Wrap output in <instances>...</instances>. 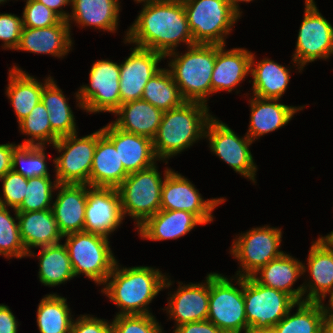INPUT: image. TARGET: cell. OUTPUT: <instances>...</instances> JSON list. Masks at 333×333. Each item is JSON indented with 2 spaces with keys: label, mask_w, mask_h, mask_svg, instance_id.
<instances>
[{
  "label": "cell",
  "mask_w": 333,
  "mask_h": 333,
  "mask_svg": "<svg viewBox=\"0 0 333 333\" xmlns=\"http://www.w3.org/2000/svg\"><path fill=\"white\" fill-rule=\"evenodd\" d=\"M19 322L9 306L0 304V333H18Z\"/></svg>",
  "instance_id": "48"
},
{
  "label": "cell",
  "mask_w": 333,
  "mask_h": 333,
  "mask_svg": "<svg viewBox=\"0 0 333 333\" xmlns=\"http://www.w3.org/2000/svg\"><path fill=\"white\" fill-rule=\"evenodd\" d=\"M19 130L22 134L28 135L20 145L46 146L54 144L59 138L52 130L49 122V112L46 110L42 101H40L30 112V114L21 120ZM30 137V138H29Z\"/></svg>",
  "instance_id": "38"
},
{
  "label": "cell",
  "mask_w": 333,
  "mask_h": 333,
  "mask_svg": "<svg viewBox=\"0 0 333 333\" xmlns=\"http://www.w3.org/2000/svg\"><path fill=\"white\" fill-rule=\"evenodd\" d=\"M217 45L215 65L212 72V94L220 91L232 92L250 74L252 52L245 48L225 49Z\"/></svg>",
  "instance_id": "24"
},
{
  "label": "cell",
  "mask_w": 333,
  "mask_h": 333,
  "mask_svg": "<svg viewBox=\"0 0 333 333\" xmlns=\"http://www.w3.org/2000/svg\"><path fill=\"white\" fill-rule=\"evenodd\" d=\"M71 28L66 20L46 28L23 27L15 50L34 54H49L63 58L72 50Z\"/></svg>",
  "instance_id": "22"
},
{
  "label": "cell",
  "mask_w": 333,
  "mask_h": 333,
  "mask_svg": "<svg viewBox=\"0 0 333 333\" xmlns=\"http://www.w3.org/2000/svg\"><path fill=\"white\" fill-rule=\"evenodd\" d=\"M46 78L42 83L17 65L9 69L5 94L10 99L18 123L41 101L43 87L52 79L50 75Z\"/></svg>",
  "instance_id": "31"
},
{
  "label": "cell",
  "mask_w": 333,
  "mask_h": 333,
  "mask_svg": "<svg viewBox=\"0 0 333 333\" xmlns=\"http://www.w3.org/2000/svg\"><path fill=\"white\" fill-rule=\"evenodd\" d=\"M23 28L22 18L11 13L0 14V41L2 48L15 50L19 44Z\"/></svg>",
  "instance_id": "45"
},
{
  "label": "cell",
  "mask_w": 333,
  "mask_h": 333,
  "mask_svg": "<svg viewBox=\"0 0 333 333\" xmlns=\"http://www.w3.org/2000/svg\"><path fill=\"white\" fill-rule=\"evenodd\" d=\"M221 333H238V332H226V331H222Z\"/></svg>",
  "instance_id": "58"
},
{
  "label": "cell",
  "mask_w": 333,
  "mask_h": 333,
  "mask_svg": "<svg viewBox=\"0 0 333 333\" xmlns=\"http://www.w3.org/2000/svg\"><path fill=\"white\" fill-rule=\"evenodd\" d=\"M111 322L113 333H164L153 314L118 315Z\"/></svg>",
  "instance_id": "42"
},
{
  "label": "cell",
  "mask_w": 333,
  "mask_h": 333,
  "mask_svg": "<svg viewBox=\"0 0 333 333\" xmlns=\"http://www.w3.org/2000/svg\"><path fill=\"white\" fill-rule=\"evenodd\" d=\"M20 237L28 253L34 256L32 248H41L62 243L63 235L59 231L52 209L42 211L17 212Z\"/></svg>",
  "instance_id": "26"
},
{
  "label": "cell",
  "mask_w": 333,
  "mask_h": 333,
  "mask_svg": "<svg viewBox=\"0 0 333 333\" xmlns=\"http://www.w3.org/2000/svg\"><path fill=\"white\" fill-rule=\"evenodd\" d=\"M102 132L114 144L129 174L147 169L159 161L154 153L152 139L122 131L112 122L103 126Z\"/></svg>",
  "instance_id": "20"
},
{
  "label": "cell",
  "mask_w": 333,
  "mask_h": 333,
  "mask_svg": "<svg viewBox=\"0 0 333 333\" xmlns=\"http://www.w3.org/2000/svg\"><path fill=\"white\" fill-rule=\"evenodd\" d=\"M19 144H0V178L12 170V153Z\"/></svg>",
  "instance_id": "49"
},
{
  "label": "cell",
  "mask_w": 333,
  "mask_h": 333,
  "mask_svg": "<svg viewBox=\"0 0 333 333\" xmlns=\"http://www.w3.org/2000/svg\"><path fill=\"white\" fill-rule=\"evenodd\" d=\"M142 100L162 111L178 108L186 102L171 73L166 68L160 69L149 79L144 87Z\"/></svg>",
  "instance_id": "37"
},
{
  "label": "cell",
  "mask_w": 333,
  "mask_h": 333,
  "mask_svg": "<svg viewBox=\"0 0 333 333\" xmlns=\"http://www.w3.org/2000/svg\"><path fill=\"white\" fill-rule=\"evenodd\" d=\"M194 44L226 45L240 17L227 0H182Z\"/></svg>",
  "instance_id": "8"
},
{
  "label": "cell",
  "mask_w": 333,
  "mask_h": 333,
  "mask_svg": "<svg viewBox=\"0 0 333 333\" xmlns=\"http://www.w3.org/2000/svg\"><path fill=\"white\" fill-rule=\"evenodd\" d=\"M70 311L67 298L59 296L57 293L45 295L40 300L36 312L39 332L71 333L74 318Z\"/></svg>",
  "instance_id": "35"
},
{
  "label": "cell",
  "mask_w": 333,
  "mask_h": 333,
  "mask_svg": "<svg viewBox=\"0 0 333 333\" xmlns=\"http://www.w3.org/2000/svg\"><path fill=\"white\" fill-rule=\"evenodd\" d=\"M9 0H0V4H3L4 2H7Z\"/></svg>",
  "instance_id": "57"
},
{
  "label": "cell",
  "mask_w": 333,
  "mask_h": 333,
  "mask_svg": "<svg viewBox=\"0 0 333 333\" xmlns=\"http://www.w3.org/2000/svg\"><path fill=\"white\" fill-rule=\"evenodd\" d=\"M232 280H237L236 287ZM243 297V278H227L209 273L208 318L217 328L226 332L249 333Z\"/></svg>",
  "instance_id": "7"
},
{
  "label": "cell",
  "mask_w": 333,
  "mask_h": 333,
  "mask_svg": "<svg viewBox=\"0 0 333 333\" xmlns=\"http://www.w3.org/2000/svg\"><path fill=\"white\" fill-rule=\"evenodd\" d=\"M197 225L205 224L195 214L188 211L159 210L136 230L143 239L164 241L181 238Z\"/></svg>",
  "instance_id": "25"
},
{
  "label": "cell",
  "mask_w": 333,
  "mask_h": 333,
  "mask_svg": "<svg viewBox=\"0 0 333 333\" xmlns=\"http://www.w3.org/2000/svg\"><path fill=\"white\" fill-rule=\"evenodd\" d=\"M44 4L47 8L54 11L62 20H66L69 17V12L64 11L62 7L71 5V0H36Z\"/></svg>",
  "instance_id": "50"
},
{
  "label": "cell",
  "mask_w": 333,
  "mask_h": 333,
  "mask_svg": "<svg viewBox=\"0 0 333 333\" xmlns=\"http://www.w3.org/2000/svg\"><path fill=\"white\" fill-rule=\"evenodd\" d=\"M216 54L217 45L194 44L188 46L184 54L176 50L164 56L165 59L171 57L167 69L186 101L207 105L212 95L211 78Z\"/></svg>",
  "instance_id": "4"
},
{
  "label": "cell",
  "mask_w": 333,
  "mask_h": 333,
  "mask_svg": "<svg viewBox=\"0 0 333 333\" xmlns=\"http://www.w3.org/2000/svg\"><path fill=\"white\" fill-rule=\"evenodd\" d=\"M295 307L296 312L291 315ZM324 317L323 303L297 302L271 330L273 333H320Z\"/></svg>",
  "instance_id": "36"
},
{
  "label": "cell",
  "mask_w": 333,
  "mask_h": 333,
  "mask_svg": "<svg viewBox=\"0 0 333 333\" xmlns=\"http://www.w3.org/2000/svg\"><path fill=\"white\" fill-rule=\"evenodd\" d=\"M251 97L249 129L246 135L253 142L263 135L282 128L292 120L294 114L305 108L304 105L296 107L282 104L279 99H265L254 95Z\"/></svg>",
  "instance_id": "23"
},
{
  "label": "cell",
  "mask_w": 333,
  "mask_h": 333,
  "mask_svg": "<svg viewBox=\"0 0 333 333\" xmlns=\"http://www.w3.org/2000/svg\"><path fill=\"white\" fill-rule=\"evenodd\" d=\"M45 149V146L19 144L12 153V170L25 178L50 176Z\"/></svg>",
  "instance_id": "39"
},
{
  "label": "cell",
  "mask_w": 333,
  "mask_h": 333,
  "mask_svg": "<svg viewBox=\"0 0 333 333\" xmlns=\"http://www.w3.org/2000/svg\"><path fill=\"white\" fill-rule=\"evenodd\" d=\"M52 211L63 236L83 232L87 184H58Z\"/></svg>",
  "instance_id": "21"
},
{
  "label": "cell",
  "mask_w": 333,
  "mask_h": 333,
  "mask_svg": "<svg viewBox=\"0 0 333 333\" xmlns=\"http://www.w3.org/2000/svg\"><path fill=\"white\" fill-rule=\"evenodd\" d=\"M329 304L324 305L323 303V308L325 312V317L333 320V291L329 294Z\"/></svg>",
  "instance_id": "51"
},
{
  "label": "cell",
  "mask_w": 333,
  "mask_h": 333,
  "mask_svg": "<svg viewBox=\"0 0 333 333\" xmlns=\"http://www.w3.org/2000/svg\"><path fill=\"white\" fill-rule=\"evenodd\" d=\"M243 297L249 332L271 330L297 303L287 293L243 278Z\"/></svg>",
  "instance_id": "10"
},
{
  "label": "cell",
  "mask_w": 333,
  "mask_h": 333,
  "mask_svg": "<svg viewBox=\"0 0 333 333\" xmlns=\"http://www.w3.org/2000/svg\"><path fill=\"white\" fill-rule=\"evenodd\" d=\"M195 185L186 177L171 170L164 179L160 210H183L195 214L204 224L214 220L213 211L226 199H203Z\"/></svg>",
  "instance_id": "15"
},
{
  "label": "cell",
  "mask_w": 333,
  "mask_h": 333,
  "mask_svg": "<svg viewBox=\"0 0 333 333\" xmlns=\"http://www.w3.org/2000/svg\"><path fill=\"white\" fill-rule=\"evenodd\" d=\"M174 329L175 330H173V333H221L222 332L209 320L185 323L175 327Z\"/></svg>",
  "instance_id": "47"
},
{
  "label": "cell",
  "mask_w": 333,
  "mask_h": 333,
  "mask_svg": "<svg viewBox=\"0 0 333 333\" xmlns=\"http://www.w3.org/2000/svg\"><path fill=\"white\" fill-rule=\"evenodd\" d=\"M211 117L208 105L200 102L186 101L178 108L164 111L152 140L157 159L168 164V159L205 139V128Z\"/></svg>",
  "instance_id": "3"
},
{
  "label": "cell",
  "mask_w": 333,
  "mask_h": 333,
  "mask_svg": "<svg viewBox=\"0 0 333 333\" xmlns=\"http://www.w3.org/2000/svg\"><path fill=\"white\" fill-rule=\"evenodd\" d=\"M137 3H147V2H156V1H165V0H134Z\"/></svg>",
  "instance_id": "55"
},
{
  "label": "cell",
  "mask_w": 333,
  "mask_h": 333,
  "mask_svg": "<svg viewBox=\"0 0 333 333\" xmlns=\"http://www.w3.org/2000/svg\"><path fill=\"white\" fill-rule=\"evenodd\" d=\"M164 111L142 99L120 105L112 123L122 131L152 139L162 121ZM119 116V117H118Z\"/></svg>",
  "instance_id": "30"
},
{
  "label": "cell",
  "mask_w": 333,
  "mask_h": 333,
  "mask_svg": "<svg viewBox=\"0 0 333 333\" xmlns=\"http://www.w3.org/2000/svg\"><path fill=\"white\" fill-rule=\"evenodd\" d=\"M120 0H71V15L67 18L69 27L74 21L85 28L116 33L120 12Z\"/></svg>",
  "instance_id": "29"
},
{
  "label": "cell",
  "mask_w": 333,
  "mask_h": 333,
  "mask_svg": "<svg viewBox=\"0 0 333 333\" xmlns=\"http://www.w3.org/2000/svg\"><path fill=\"white\" fill-rule=\"evenodd\" d=\"M204 138H208L213 154L236 173L256 183L257 165L249 148L253 141L247 135L240 137L227 124L212 116L207 122Z\"/></svg>",
  "instance_id": "14"
},
{
  "label": "cell",
  "mask_w": 333,
  "mask_h": 333,
  "mask_svg": "<svg viewBox=\"0 0 333 333\" xmlns=\"http://www.w3.org/2000/svg\"><path fill=\"white\" fill-rule=\"evenodd\" d=\"M128 175L114 144L100 128L90 172V186L117 189Z\"/></svg>",
  "instance_id": "28"
},
{
  "label": "cell",
  "mask_w": 333,
  "mask_h": 333,
  "mask_svg": "<svg viewBox=\"0 0 333 333\" xmlns=\"http://www.w3.org/2000/svg\"><path fill=\"white\" fill-rule=\"evenodd\" d=\"M91 66L90 84L80 86L75 93L77 106L90 114L100 112L114 114L121 105L120 63L101 59Z\"/></svg>",
  "instance_id": "11"
},
{
  "label": "cell",
  "mask_w": 333,
  "mask_h": 333,
  "mask_svg": "<svg viewBox=\"0 0 333 333\" xmlns=\"http://www.w3.org/2000/svg\"><path fill=\"white\" fill-rule=\"evenodd\" d=\"M302 266L303 263L300 260L284 252L280 257L271 260L267 265L260 268L252 278L264 286L287 293L296 302H303V285H300L297 289L292 287L297 279L303 275Z\"/></svg>",
  "instance_id": "27"
},
{
  "label": "cell",
  "mask_w": 333,
  "mask_h": 333,
  "mask_svg": "<svg viewBox=\"0 0 333 333\" xmlns=\"http://www.w3.org/2000/svg\"><path fill=\"white\" fill-rule=\"evenodd\" d=\"M68 99L54 78L43 87L41 101L49 112L51 130L59 138L78 133L74 112L67 102Z\"/></svg>",
  "instance_id": "33"
},
{
  "label": "cell",
  "mask_w": 333,
  "mask_h": 333,
  "mask_svg": "<svg viewBox=\"0 0 333 333\" xmlns=\"http://www.w3.org/2000/svg\"><path fill=\"white\" fill-rule=\"evenodd\" d=\"M328 244L333 248V231H331L329 234L322 236Z\"/></svg>",
  "instance_id": "54"
},
{
  "label": "cell",
  "mask_w": 333,
  "mask_h": 333,
  "mask_svg": "<svg viewBox=\"0 0 333 333\" xmlns=\"http://www.w3.org/2000/svg\"><path fill=\"white\" fill-rule=\"evenodd\" d=\"M37 254L39 259L38 278L41 284L48 287H55L67 283L75 277L64 244L58 243L41 247ZM39 255V256H38Z\"/></svg>",
  "instance_id": "34"
},
{
  "label": "cell",
  "mask_w": 333,
  "mask_h": 333,
  "mask_svg": "<svg viewBox=\"0 0 333 333\" xmlns=\"http://www.w3.org/2000/svg\"><path fill=\"white\" fill-rule=\"evenodd\" d=\"M71 333H113L112 322L93 315H80L73 321Z\"/></svg>",
  "instance_id": "46"
},
{
  "label": "cell",
  "mask_w": 333,
  "mask_h": 333,
  "mask_svg": "<svg viewBox=\"0 0 333 333\" xmlns=\"http://www.w3.org/2000/svg\"><path fill=\"white\" fill-rule=\"evenodd\" d=\"M131 54L120 64L119 91L121 105L142 99L146 83L160 69L158 63L165 57L150 49L135 46L130 48Z\"/></svg>",
  "instance_id": "17"
},
{
  "label": "cell",
  "mask_w": 333,
  "mask_h": 333,
  "mask_svg": "<svg viewBox=\"0 0 333 333\" xmlns=\"http://www.w3.org/2000/svg\"><path fill=\"white\" fill-rule=\"evenodd\" d=\"M0 180L3 183L0 205L17 209L25 198L27 178L10 170Z\"/></svg>",
  "instance_id": "43"
},
{
  "label": "cell",
  "mask_w": 333,
  "mask_h": 333,
  "mask_svg": "<svg viewBox=\"0 0 333 333\" xmlns=\"http://www.w3.org/2000/svg\"><path fill=\"white\" fill-rule=\"evenodd\" d=\"M23 10V27L46 28L62 20L54 11L36 0H26Z\"/></svg>",
  "instance_id": "44"
},
{
  "label": "cell",
  "mask_w": 333,
  "mask_h": 333,
  "mask_svg": "<svg viewBox=\"0 0 333 333\" xmlns=\"http://www.w3.org/2000/svg\"><path fill=\"white\" fill-rule=\"evenodd\" d=\"M314 0H305L304 17L298 31L292 60L299 73L310 62L333 55V26L319 12ZM302 70V71H301Z\"/></svg>",
  "instance_id": "13"
},
{
  "label": "cell",
  "mask_w": 333,
  "mask_h": 333,
  "mask_svg": "<svg viewBox=\"0 0 333 333\" xmlns=\"http://www.w3.org/2000/svg\"><path fill=\"white\" fill-rule=\"evenodd\" d=\"M123 220L118 189L87 185L84 232L109 238Z\"/></svg>",
  "instance_id": "16"
},
{
  "label": "cell",
  "mask_w": 333,
  "mask_h": 333,
  "mask_svg": "<svg viewBox=\"0 0 333 333\" xmlns=\"http://www.w3.org/2000/svg\"><path fill=\"white\" fill-rule=\"evenodd\" d=\"M78 133L58 138L53 144L57 153L53 159L55 179L58 184H87L98 140V130L78 138Z\"/></svg>",
  "instance_id": "12"
},
{
  "label": "cell",
  "mask_w": 333,
  "mask_h": 333,
  "mask_svg": "<svg viewBox=\"0 0 333 333\" xmlns=\"http://www.w3.org/2000/svg\"><path fill=\"white\" fill-rule=\"evenodd\" d=\"M229 2V5L231 7V9L239 16L241 17L242 16V11H240V6H239V2H246V3H249L251 1H254V0H227Z\"/></svg>",
  "instance_id": "53"
},
{
  "label": "cell",
  "mask_w": 333,
  "mask_h": 333,
  "mask_svg": "<svg viewBox=\"0 0 333 333\" xmlns=\"http://www.w3.org/2000/svg\"><path fill=\"white\" fill-rule=\"evenodd\" d=\"M156 165L130 173L117 188L123 216L129 215L136 229L161 208L162 186L172 168L166 167L162 178Z\"/></svg>",
  "instance_id": "5"
},
{
  "label": "cell",
  "mask_w": 333,
  "mask_h": 333,
  "mask_svg": "<svg viewBox=\"0 0 333 333\" xmlns=\"http://www.w3.org/2000/svg\"><path fill=\"white\" fill-rule=\"evenodd\" d=\"M233 239L230 254L238 260L240 268L234 277H252L271 260L280 257L282 229L264 225L252 228Z\"/></svg>",
  "instance_id": "9"
},
{
  "label": "cell",
  "mask_w": 333,
  "mask_h": 333,
  "mask_svg": "<svg viewBox=\"0 0 333 333\" xmlns=\"http://www.w3.org/2000/svg\"><path fill=\"white\" fill-rule=\"evenodd\" d=\"M174 294L169 293L165 309L169 319L175 321V327L191 322L204 321L208 318L209 310V274L205 282L183 284ZM183 284V285H182Z\"/></svg>",
  "instance_id": "19"
},
{
  "label": "cell",
  "mask_w": 333,
  "mask_h": 333,
  "mask_svg": "<svg viewBox=\"0 0 333 333\" xmlns=\"http://www.w3.org/2000/svg\"><path fill=\"white\" fill-rule=\"evenodd\" d=\"M312 242L306 260L307 266L305 263L302 266L303 274L306 271L310 273V280L302 284L304 301L323 303L328 294L333 291V248L322 235Z\"/></svg>",
  "instance_id": "18"
},
{
  "label": "cell",
  "mask_w": 333,
  "mask_h": 333,
  "mask_svg": "<svg viewBox=\"0 0 333 333\" xmlns=\"http://www.w3.org/2000/svg\"><path fill=\"white\" fill-rule=\"evenodd\" d=\"M14 212L13 218L8 207L0 205V255L9 260L13 257L21 259L28 255L20 237L16 209Z\"/></svg>",
  "instance_id": "41"
},
{
  "label": "cell",
  "mask_w": 333,
  "mask_h": 333,
  "mask_svg": "<svg viewBox=\"0 0 333 333\" xmlns=\"http://www.w3.org/2000/svg\"><path fill=\"white\" fill-rule=\"evenodd\" d=\"M63 238L75 277L84 274L96 285H104L117 261L109 238L84 231Z\"/></svg>",
  "instance_id": "6"
},
{
  "label": "cell",
  "mask_w": 333,
  "mask_h": 333,
  "mask_svg": "<svg viewBox=\"0 0 333 333\" xmlns=\"http://www.w3.org/2000/svg\"><path fill=\"white\" fill-rule=\"evenodd\" d=\"M116 261L104 283L102 294L120 308L118 315L152 314L149 304L164 288L172 286L166 274L148 266L120 267Z\"/></svg>",
  "instance_id": "2"
},
{
  "label": "cell",
  "mask_w": 333,
  "mask_h": 333,
  "mask_svg": "<svg viewBox=\"0 0 333 333\" xmlns=\"http://www.w3.org/2000/svg\"><path fill=\"white\" fill-rule=\"evenodd\" d=\"M249 333H273L272 330H264V331H255V332H249Z\"/></svg>",
  "instance_id": "56"
},
{
  "label": "cell",
  "mask_w": 333,
  "mask_h": 333,
  "mask_svg": "<svg viewBox=\"0 0 333 333\" xmlns=\"http://www.w3.org/2000/svg\"><path fill=\"white\" fill-rule=\"evenodd\" d=\"M124 43L150 49L163 56L176 51L178 44L194 45L182 0L143 3Z\"/></svg>",
  "instance_id": "1"
},
{
  "label": "cell",
  "mask_w": 333,
  "mask_h": 333,
  "mask_svg": "<svg viewBox=\"0 0 333 333\" xmlns=\"http://www.w3.org/2000/svg\"><path fill=\"white\" fill-rule=\"evenodd\" d=\"M51 176L27 178L26 194L17 212L42 211L52 209L53 192L58 182ZM53 197V198H52Z\"/></svg>",
  "instance_id": "40"
},
{
  "label": "cell",
  "mask_w": 333,
  "mask_h": 333,
  "mask_svg": "<svg viewBox=\"0 0 333 333\" xmlns=\"http://www.w3.org/2000/svg\"><path fill=\"white\" fill-rule=\"evenodd\" d=\"M320 333H333V320L324 317Z\"/></svg>",
  "instance_id": "52"
},
{
  "label": "cell",
  "mask_w": 333,
  "mask_h": 333,
  "mask_svg": "<svg viewBox=\"0 0 333 333\" xmlns=\"http://www.w3.org/2000/svg\"><path fill=\"white\" fill-rule=\"evenodd\" d=\"M255 59L252 53L250 62V75L253 78L252 94L260 98L281 100L290 81V69L270 58H263L260 62Z\"/></svg>",
  "instance_id": "32"
}]
</instances>
